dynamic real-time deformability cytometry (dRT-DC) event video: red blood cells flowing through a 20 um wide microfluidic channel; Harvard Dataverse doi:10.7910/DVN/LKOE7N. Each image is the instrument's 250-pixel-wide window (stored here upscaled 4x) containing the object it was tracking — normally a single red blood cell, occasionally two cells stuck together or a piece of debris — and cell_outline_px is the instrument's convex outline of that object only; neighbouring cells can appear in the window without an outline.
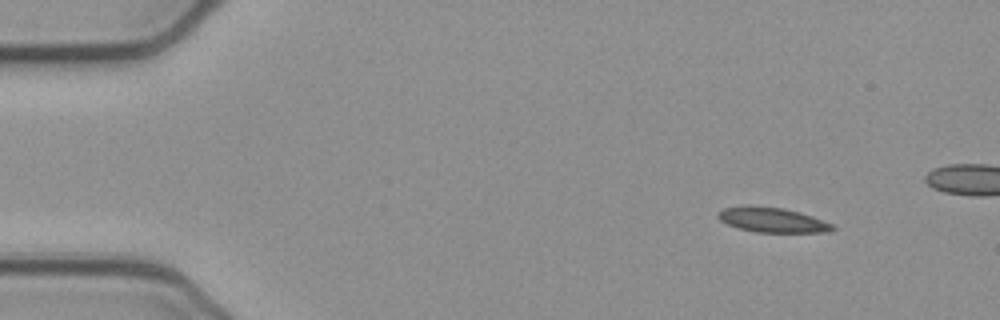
{"species": "common noctule bat (a hibernating species)", "species_latin": "Nyctalus noctula", "temperature_condition": "cold", "stored_images_in_passage": 49, "camera_frame_rate_fps": 3000, "um_per_image_px": 0.085, "animal": {"sex": "female", "body_mass_g": 21.9}, "frame": {"image": 1, "passage_image": 1, "time_ms": 0.0, "image_size_px": [1000, 320], "cell_outline_px": [[836, 228], [828, 232], [756, 232], [740, 228], [728, 224], [720, 220], [716, 216], [724, 208], [748, 204], [752, 204], [784, 208], [800, 212], [812, 216], [832, 224]], "centroid_in_image_um": [65.63, 18.67], "position_along_channel_um": 19.4, "area_um2": 16.65}}
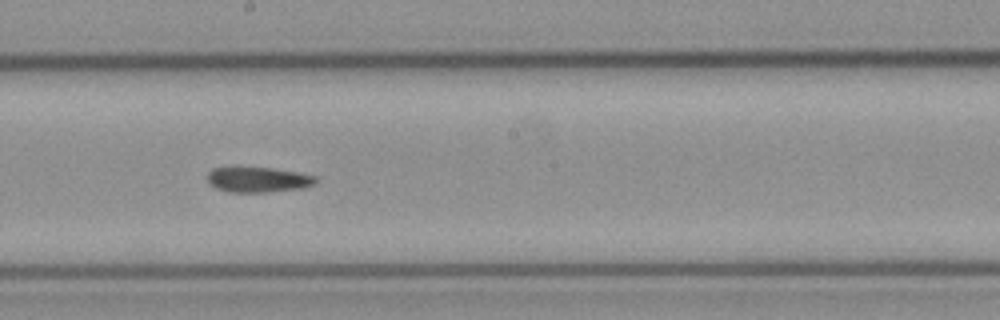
{"frame": {"image": 2, "passage_image": 24, "time_ms": 7.667, "image_size_px": [1000, 320], "cell_outline_px": [[320, 180], [316, 184], [304, 188], [268, 192], [228, 192], [216, 188], [208, 184], [208, 172], [212, 168], [232, 164], [236, 164], [272, 168], [300, 172], [316, 176]], "centroid_in_image_um": [21.91, 15.22], "position_along_channel_um": 226.3, "area_um2": 17.05}}
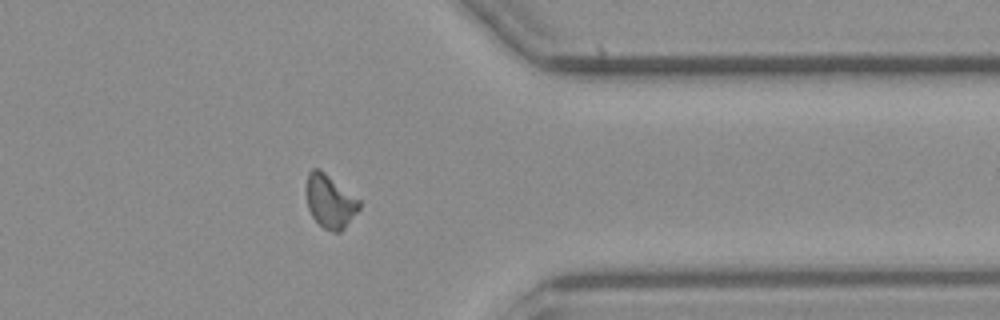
{"frame": {"image": 3, "passage_image": 37, "time_ms": 12.0, "image_size_px": [1000, 320], "cell_outline_px": [[360, 208], [344, 228], [340, 232], [332, 232], [324, 228], [312, 216], [308, 208], [308, 172], [312, 168], [320, 168], [360, 200]], "centroid_in_image_um": [28.07, 17.11], "position_along_channel_um": 383.3, "area_um2": 16.13}}